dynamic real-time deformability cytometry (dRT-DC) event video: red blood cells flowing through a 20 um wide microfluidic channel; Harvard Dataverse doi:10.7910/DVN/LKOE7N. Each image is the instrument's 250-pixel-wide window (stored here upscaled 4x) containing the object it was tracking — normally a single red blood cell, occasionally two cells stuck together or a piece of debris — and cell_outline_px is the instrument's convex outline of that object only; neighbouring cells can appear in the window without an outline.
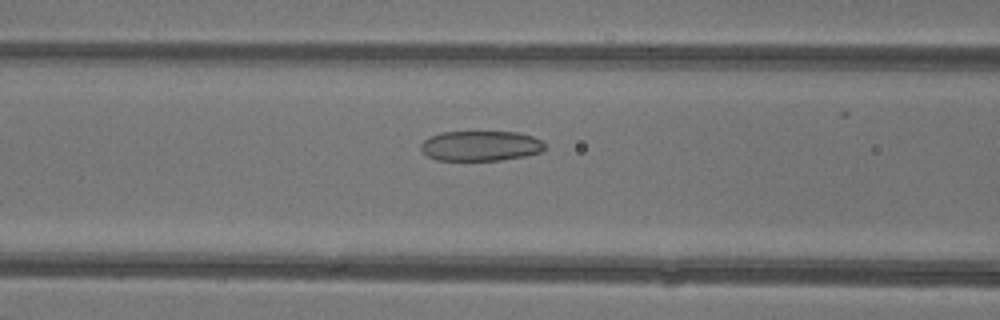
{"species": "common noctule bat (a hibernating species)", "species_latin": "Nyctalus noctula", "temperature_condition": "warm", "stored_images_in_passage": 40, "camera_frame_rate_fps": 3000, "um_per_image_px": 0.085, "animal": {"sex": "female"}, "frame": {"image": 1, "passage_image": 21, "time_ms": 6.667, "image_size_px": [1000, 320], "cell_outline_px": [[544, 148], [540, 152], [524, 156], [500, 160], [436, 160], [428, 156], [420, 148], [420, 144], [428, 136], [440, 132], [520, 132], [532, 136], [540, 140], [544, 144]], "centroid_in_image_um": [40.81, 12.39], "position_along_channel_um": 125.8, "area_um2": 21.73}}
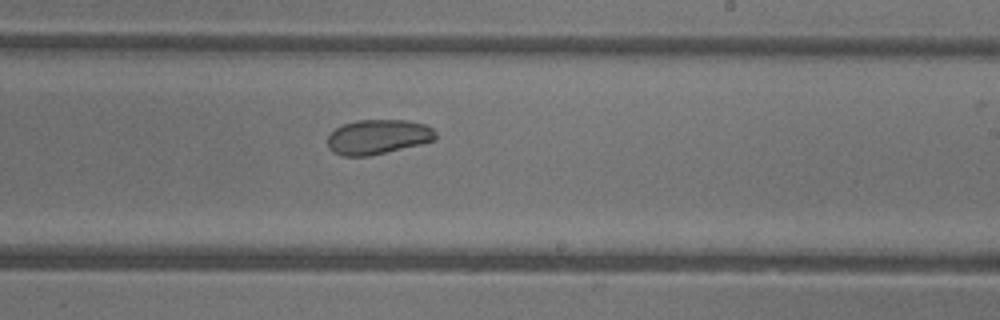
{"frame": {"image": 2, "passage_image": 30, "time_ms": 9.667, "image_size_px": [1000, 320], "cell_outline_px": [[436, 140], [420, 144], [368, 156], [344, 156], [332, 152], [328, 148], [328, 136], [336, 128], [344, 124], [356, 120], [408, 120], [424, 124], [432, 128], [436, 132]], "centroid_in_image_um": [32.12, 11.63], "position_along_channel_um": 256.9, "area_um2": 21.79}}
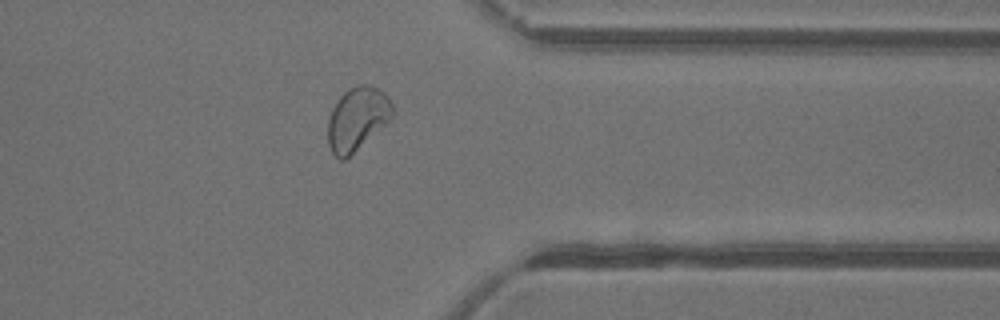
{"frame": {"image": 3, "passage_image": 39, "time_ms": 12.667, "image_size_px": [1000, 320], "cell_outline_px": [[392, 116], [384, 124], [344, 160], [340, 160], [332, 152], [328, 144], [328, 120], [332, 108], [340, 96], [348, 88], [360, 84], [368, 84], [384, 92], [388, 96], [392, 104]], "centroid_in_image_um": [30.33, 10.06], "position_along_channel_um": 381.1, "area_um2": 23.29}}